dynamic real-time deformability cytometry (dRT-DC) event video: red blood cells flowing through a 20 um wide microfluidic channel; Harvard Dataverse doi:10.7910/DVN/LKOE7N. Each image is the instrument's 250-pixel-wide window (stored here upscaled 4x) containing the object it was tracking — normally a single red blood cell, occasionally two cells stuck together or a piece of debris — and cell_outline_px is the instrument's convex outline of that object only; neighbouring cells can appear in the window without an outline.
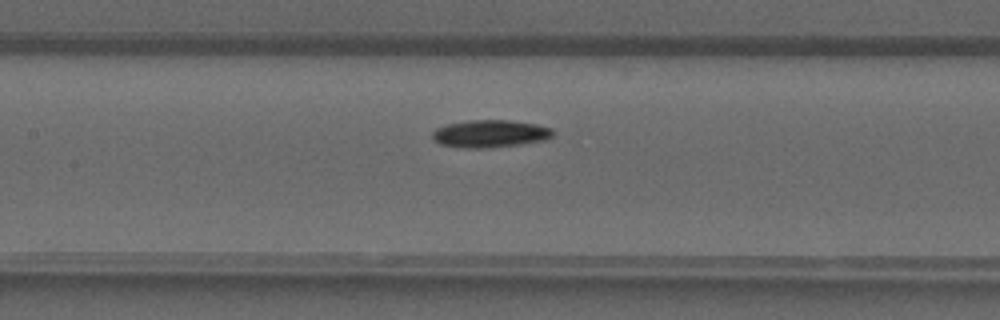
{"species": "common noctule bat (a hibernating species)", "species_latin": "Nyctalus noctula", "temperature_condition": "warm", "stored_images_in_passage": 38, "camera_frame_rate_fps": 3000, "um_per_image_px": 0.085, "animal": {"sex": "male", "forearm_length_mm": 52.5}, "frame": {"image": 1, "passage_image": 16, "time_ms": 5.0, "image_size_px": [1000, 320], "cell_outline_px": [[556, 132], [548, 140], [520, 144], [484, 148], [464, 148], [440, 144], [432, 140], [432, 132], [436, 128], [448, 124], [468, 120], [508, 120], [536, 124], [552, 128]], "centroid_in_image_um": [41.68, 11.36], "position_along_channel_um": 165.7, "area_um2": 19.48}}
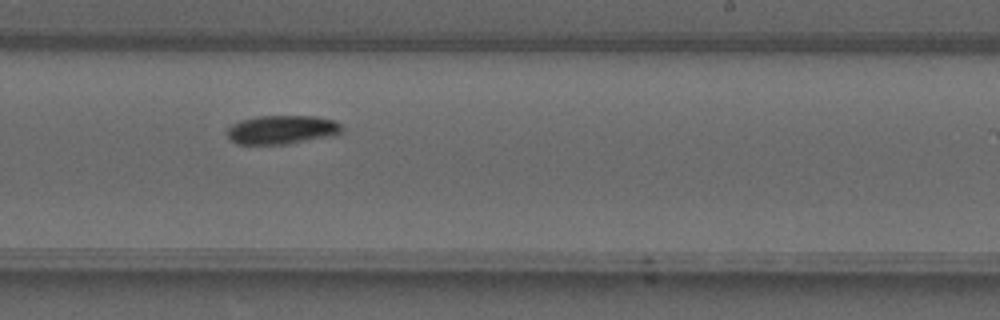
{"frame": {"image": 2, "passage_image": 22, "time_ms": 7.0, "image_size_px": [1000, 320], "cell_outline_px": [[344, 128], [340, 132], [332, 136], [288, 144], [236, 144], [228, 140], [228, 128], [232, 124], [240, 120], [260, 116], [316, 116], [332, 120], [340, 124]], "centroid_in_image_um": [23.94, 11.03], "position_along_channel_um": 265.1, "area_um2": 19.31}}
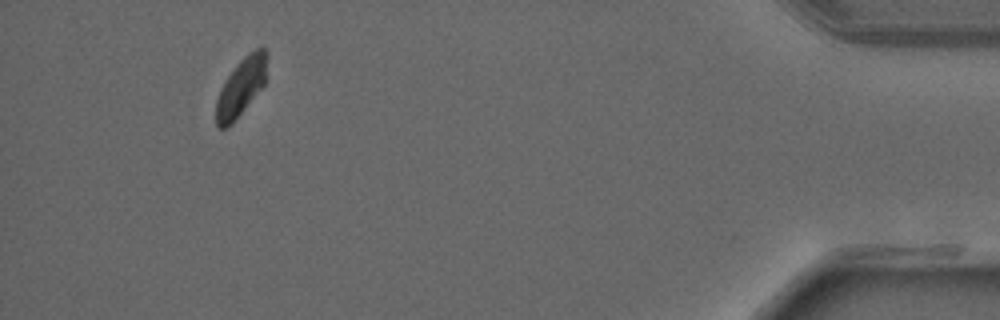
{"frame": {"image": 3, "passage_image": 35, "time_ms": 11.333, "image_size_px": [1000, 320], "cell_outline_px": [[268, 56], [264, 84], [232, 124], [224, 128], [220, 128], [216, 124], [216, 100], [220, 88], [224, 80], [236, 64], [248, 52], [256, 48], [264, 48], [268, 52]], "centroid_in_image_um": [20.48, 7.36], "position_along_channel_um": 414.7, "area_um2": 17.17}}